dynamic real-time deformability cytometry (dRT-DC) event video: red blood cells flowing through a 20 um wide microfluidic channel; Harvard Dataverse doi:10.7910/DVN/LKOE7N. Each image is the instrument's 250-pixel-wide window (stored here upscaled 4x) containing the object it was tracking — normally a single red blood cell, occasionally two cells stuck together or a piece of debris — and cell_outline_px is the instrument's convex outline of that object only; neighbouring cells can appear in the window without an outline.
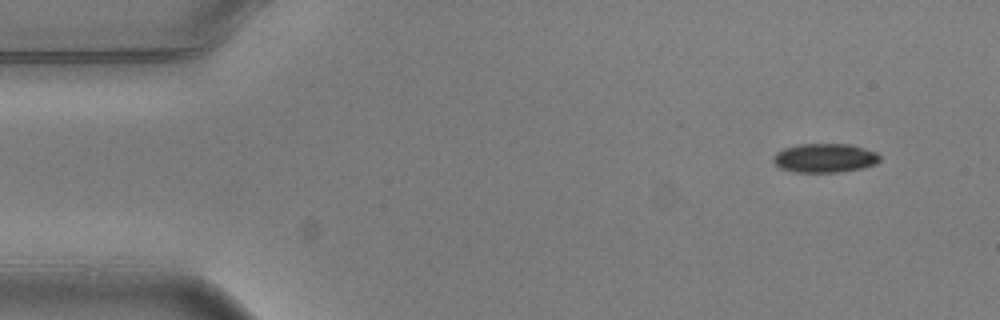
{"species": "common noctule bat (a hibernating species)", "species_latin": "Nyctalus noctula", "temperature_condition": "warm", "stored_images_in_passage": 4, "camera_frame_rate_fps": 3000, "um_per_image_px": 0.085, "animal": {"sex": "male", "body_mass_g": 20.5, "forearm_length_mm": 52.5}, "frame": {"image": 1, "passage_image": 1, "time_ms": 0.0, "image_size_px": [1000, 320], "cell_outline_px": [[880, 160], [876, 164], [864, 168], [836, 172], [796, 172], [780, 168], [772, 160], [772, 156], [776, 152], [784, 148], [800, 144], [852, 144], [876, 152], [880, 156]], "centroid_in_image_um": [70.11, 13.43], "position_along_channel_um": 14.9, "area_um2": 18.09}}
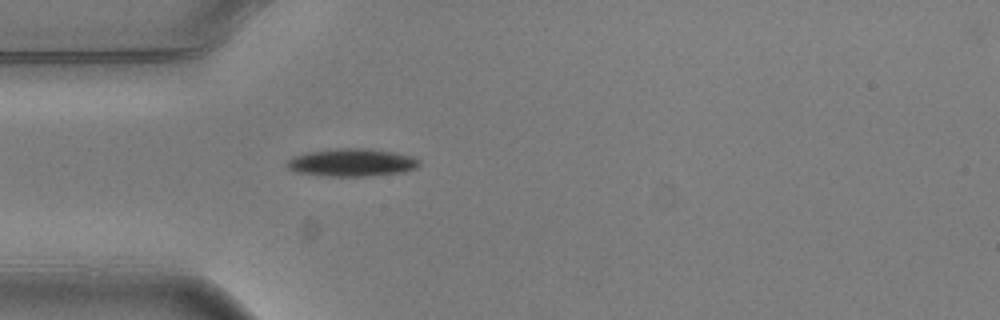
{"frame": {"image": 2, "passage_image": 4, "time_ms": 1.0, "image_size_px": [1000, 320], "cell_outline_px": [[420, 164], [416, 168], [404, 172], [368, 176], [328, 176], [296, 172], [288, 168], [284, 164], [284, 160], [292, 156], [308, 152], [336, 148], [364, 148], [396, 152], [412, 156], [420, 160]], "centroid_in_image_um": [29.88, 13.81], "position_along_channel_um": 55.1, "area_um2": 21.68}}